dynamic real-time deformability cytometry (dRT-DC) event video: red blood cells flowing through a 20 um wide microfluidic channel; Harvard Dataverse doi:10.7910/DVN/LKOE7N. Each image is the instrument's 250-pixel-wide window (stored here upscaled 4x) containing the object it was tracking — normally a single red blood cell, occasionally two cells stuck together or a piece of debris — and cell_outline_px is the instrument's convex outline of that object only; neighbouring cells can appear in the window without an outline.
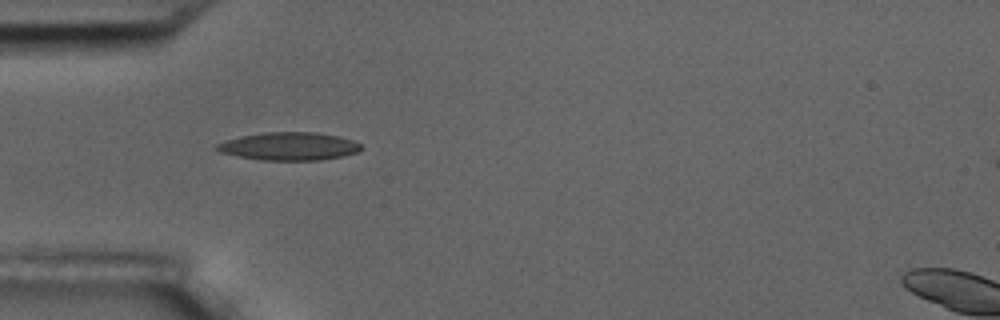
{"species": "common noctule bat (a hibernating species)", "species_latin": "Nyctalus noctula", "temperature_condition": "room temperature", "stored_images_in_passage": 9, "camera_frame_rate_fps": 3000, "um_per_image_px": 0.085, "animal": {"sex": "male", "body_mass_g": 17.5, "forearm_length_mm": 52.3}, "frame": {"image": 1, "passage_image": 8, "time_ms": 9.0, "image_size_px": [1000, 320], "cell_outline_px": [[364, 148], [356, 152], [344, 156], [320, 160], [260, 160], [236, 156], [220, 152], [212, 148], [216, 144], [240, 136], [264, 132], [316, 132], [340, 136], [352, 140], [360, 144]], "centroid_in_image_um": [24.56, 12.43], "position_along_channel_um": 60.4, "area_um2": 23.7}}